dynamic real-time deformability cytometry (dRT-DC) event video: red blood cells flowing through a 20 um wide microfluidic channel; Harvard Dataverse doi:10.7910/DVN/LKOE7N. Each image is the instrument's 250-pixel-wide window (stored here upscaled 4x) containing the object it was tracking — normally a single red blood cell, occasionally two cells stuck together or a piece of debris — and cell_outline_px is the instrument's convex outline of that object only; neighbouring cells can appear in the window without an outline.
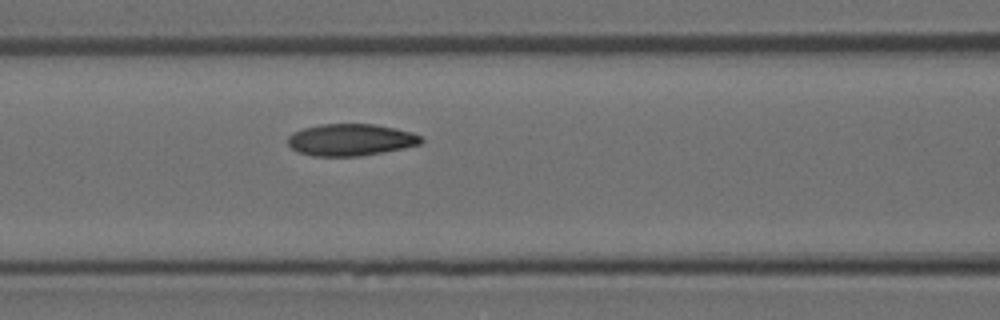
{"species": "Egyptian fruit bat (a non-hibernating species)", "species_latin": "Rousettus aegyptiacus", "temperature_condition": "room temperature", "stored_images_in_passage": 5, "segment_of_instrument_passage": [1, 2], "camera_frame_rate_fps": 3000, "um_per_image_px": 0.085, "animal": {"sex": "female"}, "frame": {"image": 1, "passage_image": 4, "time_ms": 4.333, "image_size_px": [1000, 320], "cell_outline_px": [[424, 140], [420, 144], [404, 148], [360, 156], [312, 156], [296, 152], [288, 144], [288, 136], [292, 132], [304, 128], [320, 124], [372, 124], [396, 128], [412, 132], [420, 136]], "centroid_in_image_um": [29.79, 11.88], "position_along_channel_um": 136.8, "area_um2": 24.85}}